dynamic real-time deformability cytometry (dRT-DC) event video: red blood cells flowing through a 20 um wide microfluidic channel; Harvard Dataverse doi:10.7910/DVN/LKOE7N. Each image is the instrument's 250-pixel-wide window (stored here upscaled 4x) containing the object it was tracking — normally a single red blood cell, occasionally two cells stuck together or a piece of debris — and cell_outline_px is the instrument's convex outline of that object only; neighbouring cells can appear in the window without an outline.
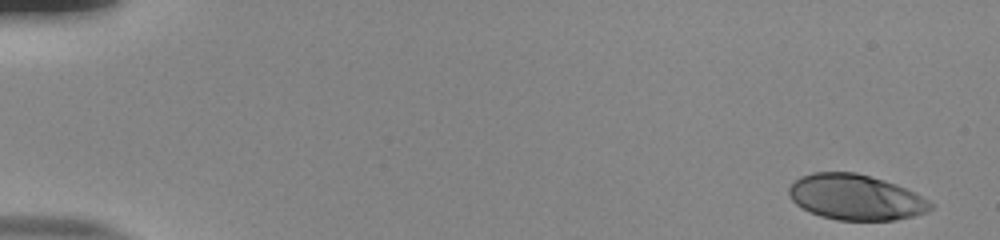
{"species": "human", "species_latin": "Homo sapiens", "temperature_condition": "room temperature", "stored_images_in_passage": 8, "camera_frame_rate_fps": 3000, "um_per_image_px": 0.085, "donor": {"sex": "male"}, "frame": {"image": 1, "passage_image": 1, "time_ms": 0.0, "image_size_px": [1000, 240], "cell_outline_px": [[932, 208], [924, 212], [912, 216], [896, 220], [836, 220], [820, 216], [796, 204], [788, 196], [788, 188], [800, 176], [812, 172], [856, 172], [884, 180], [896, 184], [928, 200], [932, 204]], "centroid_in_image_um": [72.69, 16.76], "position_along_channel_um": 12.3, "area_um2": 37.28}}